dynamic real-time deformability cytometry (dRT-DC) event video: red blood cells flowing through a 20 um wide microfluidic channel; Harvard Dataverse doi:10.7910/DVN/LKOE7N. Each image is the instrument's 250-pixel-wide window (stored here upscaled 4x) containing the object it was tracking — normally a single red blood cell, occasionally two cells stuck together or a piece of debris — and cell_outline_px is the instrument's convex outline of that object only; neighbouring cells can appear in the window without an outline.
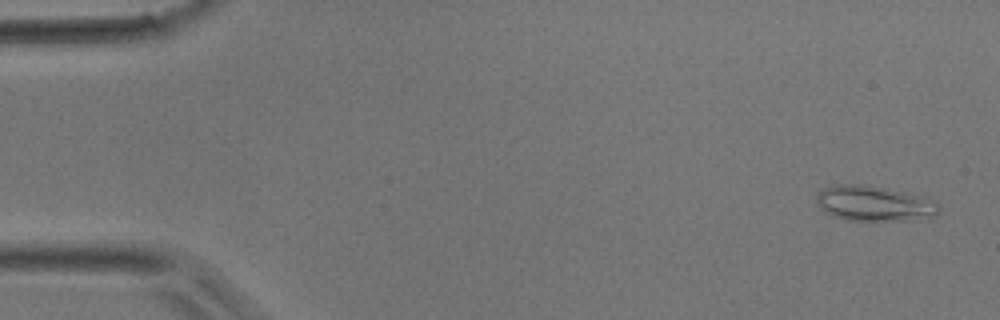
{"species": "common noctule bat (a hibernating species)", "species_latin": "Nyctalus noctula", "temperature_condition": "room temperature", "stored_images_in_passage": 3, "camera_frame_rate_fps": 3000, "um_per_image_px": 0.085, "animal": {"sex": "male", "body_mass_g": 17.9}, "frame": {"image": 1, "passage_image": 3, "time_ms": 2.333, "image_size_px": [1000, 320], "cell_outline_px": [[940, 208], [936, 216], [904, 220], [848, 220], [832, 216], [824, 212], [816, 200], [816, 196], [828, 184], [860, 184], [884, 188], [924, 196], [936, 200]], "centroid_in_image_um": [74.3, 17.28], "position_along_channel_um": 10.7, "area_um2": 25.2}}